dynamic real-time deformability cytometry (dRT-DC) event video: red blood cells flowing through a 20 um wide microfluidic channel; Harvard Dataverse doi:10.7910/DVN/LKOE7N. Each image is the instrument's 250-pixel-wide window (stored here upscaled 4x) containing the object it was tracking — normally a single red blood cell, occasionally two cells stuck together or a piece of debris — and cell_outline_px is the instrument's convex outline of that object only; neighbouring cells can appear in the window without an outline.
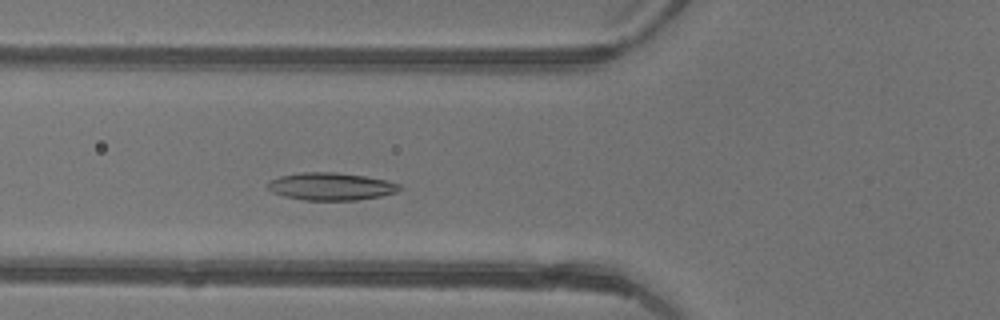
{"species": "common noctule bat (a hibernating species)", "species_latin": "Nyctalus noctula", "temperature_condition": "warm", "stored_images_in_passage": 41, "camera_frame_rate_fps": 3000, "um_per_image_px": 0.085, "animal": {"sex": "female"}, "frame": {"image": 1, "passage_image": 12, "time_ms": 3.667, "image_size_px": [1000, 320], "cell_outline_px": [[404, 188], [396, 192], [380, 196], [356, 200], [304, 200], [284, 196], [272, 192], [268, 188], [268, 184], [272, 180], [280, 176], [300, 172], [336, 172], [364, 176], [384, 180], [400, 184]], "centroid_in_image_um": [28.14, 15.85], "position_along_channel_um": 97.7, "area_um2": 21.04}}
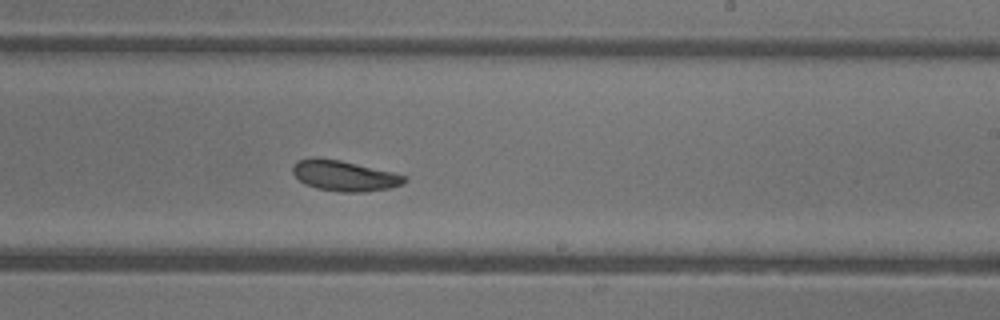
{"frame": {"image": 2, "passage_image": 23, "time_ms": 7.333, "image_size_px": [1000, 320], "cell_outline_px": [[408, 180], [404, 184], [388, 188], [364, 192], [340, 192], [316, 188], [304, 184], [292, 172], [292, 164], [296, 160], [312, 156], [340, 160], [392, 172], [404, 176]], "centroid_in_image_um": [29.21, 14.93], "position_along_channel_um": 259.8, "area_um2": 20.0}}
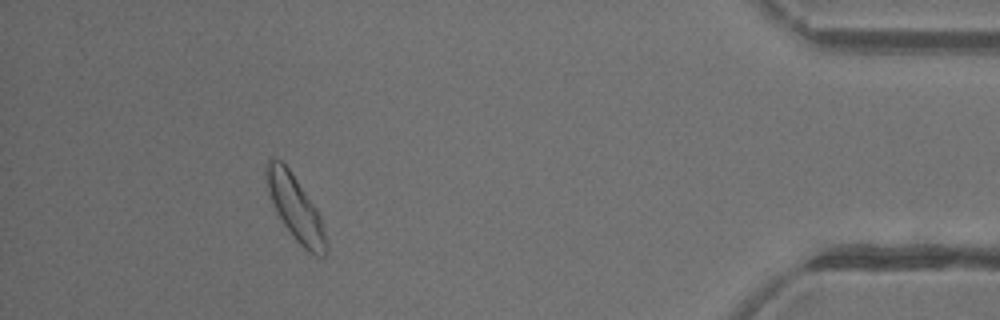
{"frame": {"image": 3, "passage_image": 37, "time_ms": 12.0, "image_size_px": [1000, 320], "cell_outline_px": [[328, 248], [324, 256], [316, 256], [308, 252], [292, 236], [276, 212], [268, 192], [264, 172], [264, 168], [268, 156], [280, 160], [288, 168], [316, 208], [320, 216], [324, 228]], "centroid_in_image_um": [25.08, 17.66], "position_along_channel_um": 410.1, "area_um2": 22.48}, "authors_computed_cell_mechanics": {"area_um2": 20.7502, "velocity_mm_per_s": 4.4232, "shape_relaxation_time_tau1_ms": 2.7025, "shape_relaxation_time_tau2_ms": 3.4345, "deformation_change_tau1": 0.1173, "deformation_change_tau2": 0.0982}}